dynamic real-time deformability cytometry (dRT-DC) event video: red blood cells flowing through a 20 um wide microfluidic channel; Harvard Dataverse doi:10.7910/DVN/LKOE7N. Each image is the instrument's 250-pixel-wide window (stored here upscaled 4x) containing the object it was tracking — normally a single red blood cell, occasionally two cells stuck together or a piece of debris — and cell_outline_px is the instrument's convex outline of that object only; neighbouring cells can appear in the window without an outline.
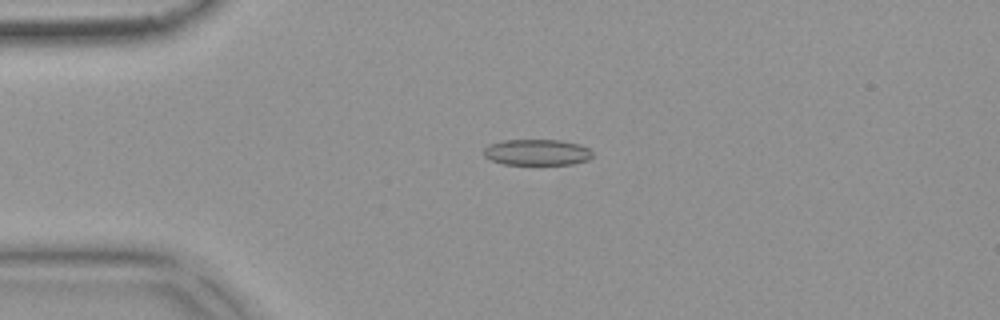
{"species": "common noctule bat (a hibernating species)", "species_latin": "Nyctalus noctula", "temperature_condition": "warm", "stored_images_in_passage": 43, "camera_frame_rate_fps": 3000, "um_per_image_px": 0.085, "animal": {"sex": "female", "body_mass_g": 18.4}, "frame": {"image": 1, "passage_image": 9, "time_ms": 2.667, "image_size_px": [1000, 320], "cell_outline_px": [[592, 156], [588, 160], [572, 164], [504, 164], [492, 160], [484, 156], [484, 148], [488, 144], [504, 140], [560, 140], [580, 144], [588, 148], [592, 152]], "centroid_in_image_um": [45.64, 12.94], "position_along_channel_um": 39.4, "area_um2": 16.47}}
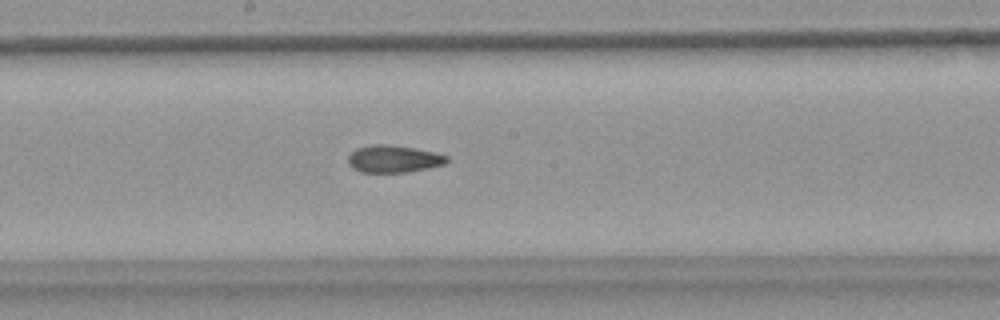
{"frame": {"image": 2, "passage_image": 25, "time_ms": 8.0, "image_size_px": [1000, 320], "cell_outline_px": [[448, 160], [444, 164], [428, 168], [404, 172], [360, 172], [352, 168], [348, 164], [348, 156], [356, 148], [372, 144], [388, 144], [436, 152], [448, 156]], "centroid_in_image_um": [33.43, 13.5], "position_along_channel_um": 214.8, "area_um2": 15.66}}
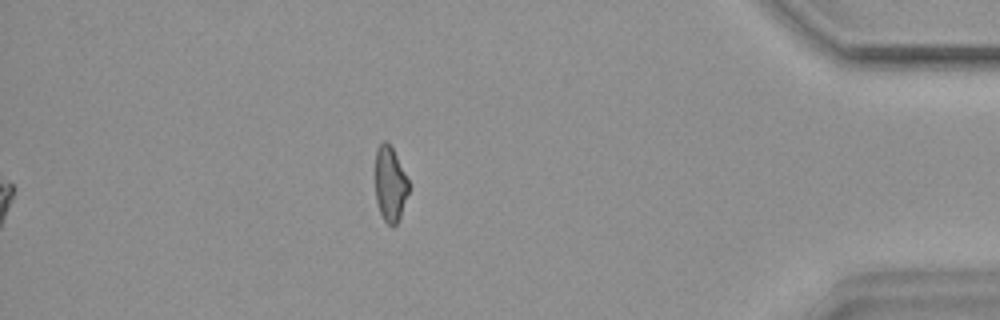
{"frame": {"image": 3, "passage_image": 43, "time_ms": 14.0, "image_size_px": [1000, 320], "cell_outline_px": [[408, 192], [400, 216], [396, 224], [392, 228], [384, 220], [380, 212], [376, 200], [376, 148], [384, 140], [392, 148], [408, 180]], "centroid_in_image_um": [33.15, 15.67], "position_along_channel_um": 402.1, "area_um2": 14.22}, "authors_computed_cell_mechanics": {"area_um2": 16.0684, "velocity_mm_per_s": 3.8292, "shape_relaxation_time_tau1_ms": null, "shape_relaxation_time_tau2_ms": 3.7567, "deformation_change_tau1": null, "deformation_change_tau2": 0.1262}}